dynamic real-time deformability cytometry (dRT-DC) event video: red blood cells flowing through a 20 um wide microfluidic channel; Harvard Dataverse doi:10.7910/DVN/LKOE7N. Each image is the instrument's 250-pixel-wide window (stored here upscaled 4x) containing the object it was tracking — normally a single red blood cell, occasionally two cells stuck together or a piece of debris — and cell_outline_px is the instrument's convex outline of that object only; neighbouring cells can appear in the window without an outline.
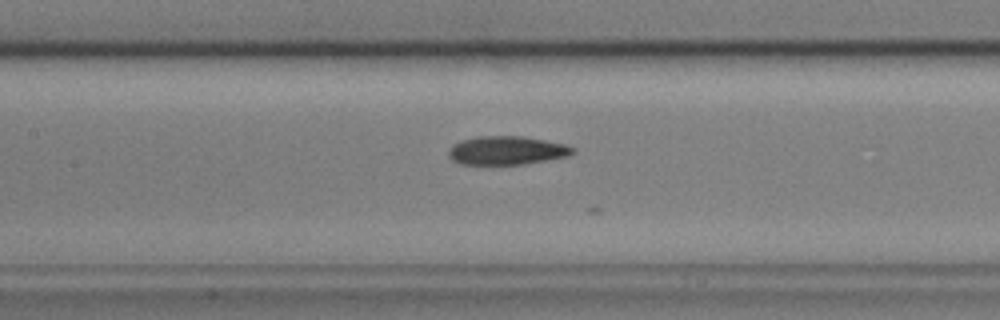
{"species": "common noctule bat (a hibernating species)", "species_latin": "Nyctalus noctula", "temperature_condition": "cold", "stored_images_in_passage": 19, "camera_frame_rate_fps": 3000, "um_per_image_px": 0.085, "animal": {"sex": "male", "body_mass_g": 17.9, "forearm_length_mm": 54.2}, "frame": {"image": 1, "passage_image": 12, "time_ms": 3.667, "image_size_px": [1000, 320], "cell_outline_px": [[576, 152], [568, 156], [548, 160], [524, 164], [460, 164], [452, 160], [448, 156], [448, 148], [452, 144], [460, 140], [476, 136], [520, 136], [544, 140], [564, 144], [576, 148]], "centroid_in_image_um": [43.05, 12.78], "position_along_channel_um": 164.4, "area_um2": 20.87}}